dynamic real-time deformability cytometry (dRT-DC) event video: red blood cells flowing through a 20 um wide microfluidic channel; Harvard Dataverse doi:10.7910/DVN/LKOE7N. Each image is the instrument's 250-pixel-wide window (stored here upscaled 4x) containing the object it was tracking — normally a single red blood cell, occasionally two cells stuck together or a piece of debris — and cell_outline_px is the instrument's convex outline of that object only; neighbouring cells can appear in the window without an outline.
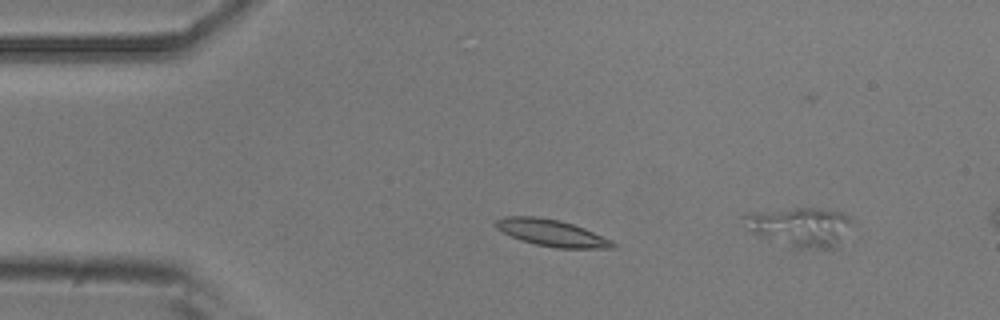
{"species": "common noctule bat (a hibernating species)", "species_latin": "Nyctalus noctula", "temperature_condition": "room temperature", "stored_images_in_passage": 4, "segment_of_instrument_passage": [1, 2], "camera_frame_rate_fps": 3000, "um_per_image_px": 0.085, "animal": {"sex": "male", "body_mass_g": 20.5, "forearm_length_mm": 52.5}, "frame": {"image": 1, "passage_image": 3, "time_ms": 2.333, "image_size_px": [1000, 320], "cell_outline_px": [[616, 248], [556, 248], [536, 244], [520, 240], [496, 228], [492, 224], [496, 220], [504, 216], [536, 216], [560, 220], [584, 228], [612, 240], [616, 244]], "centroid_in_image_um": [46.88, 19.79], "position_along_channel_um": 38.1, "area_um2": 18.21}}